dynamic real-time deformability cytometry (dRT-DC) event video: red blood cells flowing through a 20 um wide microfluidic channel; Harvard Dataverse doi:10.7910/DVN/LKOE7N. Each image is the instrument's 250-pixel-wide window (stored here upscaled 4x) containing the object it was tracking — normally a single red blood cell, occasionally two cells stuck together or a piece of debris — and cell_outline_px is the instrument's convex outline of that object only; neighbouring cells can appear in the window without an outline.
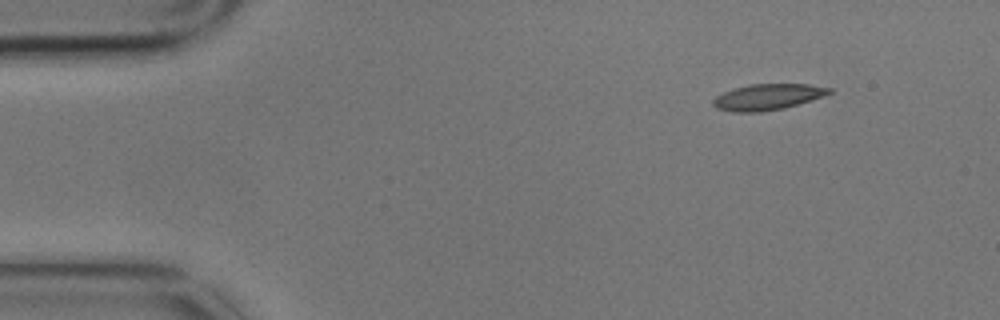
{"species": "common noctule bat (a hibernating species)", "species_latin": "Nyctalus noctula", "temperature_condition": "cold", "stored_images_in_passage": 3, "camera_frame_rate_fps": 3000, "um_per_image_px": 0.085, "animal": {"sex": "male", "body_mass_g": 17.9}, "frame": {"image": 1, "passage_image": 1, "time_ms": 0.0, "image_size_px": [1000, 320], "cell_outline_px": [[832, 92], [824, 96], [784, 108], [760, 112], [732, 112], [716, 108], [712, 104], [712, 100], [716, 96], [724, 92], [748, 84], [808, 84], [832, 88]], "centroid_in_image_um": [65.24, 8.24], "position_along_channel_um": 19.8, "area_um2": 17.57}}
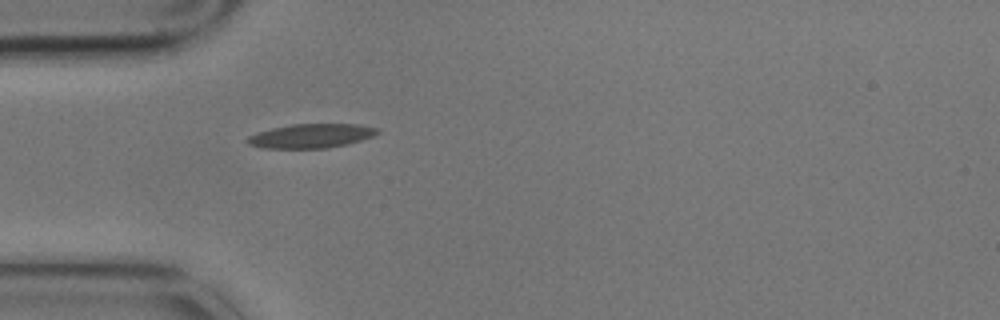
{"frame": {"image": 2, "passage_image": 3, "time_ms": 0.667, "image_size_px": [1000, 320], "cell_outline_px": [[380, 132], [372, 136], [348, 144], [328, 148], [260, 148], [248, 144], [244, 140], [248, 136], [256, 132], [272, 128], [292, 124], [356, 124], [380, 128]], "centroid_in_image_um": [26.41, 11.55], "position_along_channel_um": 58.6, "area_um2": 18.44}}